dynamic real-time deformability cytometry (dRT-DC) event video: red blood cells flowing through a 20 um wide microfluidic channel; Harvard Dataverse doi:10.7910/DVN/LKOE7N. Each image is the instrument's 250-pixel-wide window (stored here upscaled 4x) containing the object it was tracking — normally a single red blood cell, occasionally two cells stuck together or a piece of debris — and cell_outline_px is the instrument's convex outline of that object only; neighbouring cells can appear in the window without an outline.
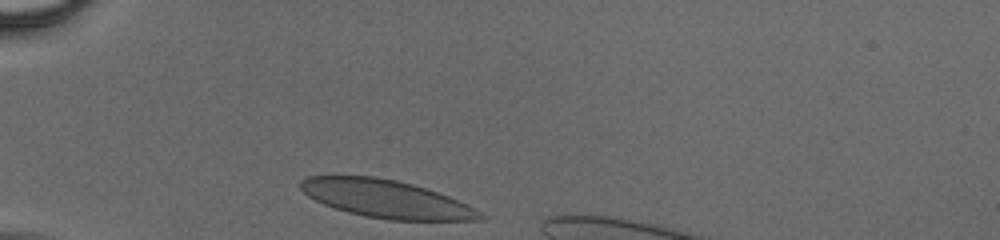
{"species": "human", "species_latin": "Homo sapiens", "temperature_condition": "cold", "stored_images_in_passage": 31, "camera_frame_rate_fps": 3000, "um_per_image_px": 0.085, "donor": {"sex": "male"}, "frame": {"image": 1, "passage_image": 1, "time_ms": 0.0, "image_size_px": [1000, 240], "cell_outline_px": [[488, 216], [480, 220], [388, 220], [364, 216], [348, 212], [324, 204], [308, 196], [300, 188], [300, 180], [308, 176], [372, 176], [396, 180], [412, 184], [448, 196]], "centroid_in_image_um": [32.79, 16.91], "position_along_channel_um": 52.2, "area_um2": 39.13}}
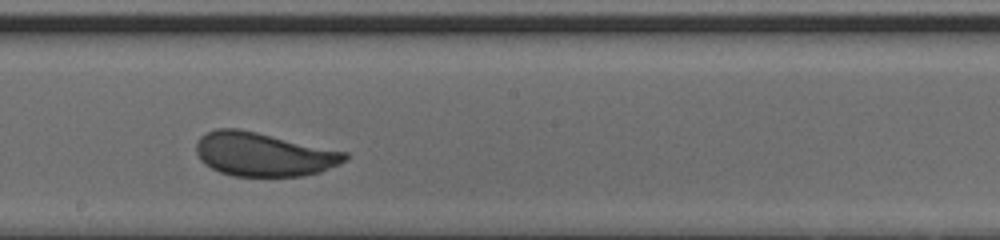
{"frame": {"image": 2, "passage_image": 17, "time_ms": 5.333, "image_size_px": [1000, 240], "cell_outline_px": [[348, 160], [340, 164], [320, 172], [304, 176], [232, 176], [220, 172], [204, 164], [200, 160], [196, 152], [196, 144], [200, 136], [204, 132], [216, 128], [240, 128], [348, 152]], "centroid_in_image_um": [22.4, 13.11], "position_along_channel_um": 225.8, "area_um2": 38.38}}
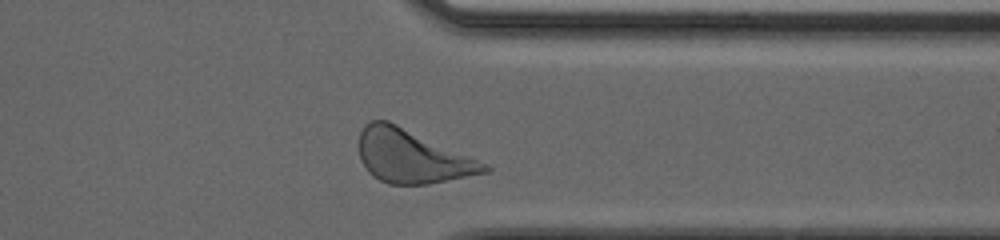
{"frame": {"image": 3, "passage_image": 29, "time_ms": 9.333, "image_size_px": [1000, 240], "cell_outline_px": [[492, 168], [488, 172], [428, 184], [388, 184], [372, 176], [368, 172], [360, 160], [360, 132], [364, 124], [372, 120], [388, 120], [488, 164]], "centroid_in_image_um": [35.0, 13.29], "position_along_channel_um": 376.4, "area_um2": 38.67}}